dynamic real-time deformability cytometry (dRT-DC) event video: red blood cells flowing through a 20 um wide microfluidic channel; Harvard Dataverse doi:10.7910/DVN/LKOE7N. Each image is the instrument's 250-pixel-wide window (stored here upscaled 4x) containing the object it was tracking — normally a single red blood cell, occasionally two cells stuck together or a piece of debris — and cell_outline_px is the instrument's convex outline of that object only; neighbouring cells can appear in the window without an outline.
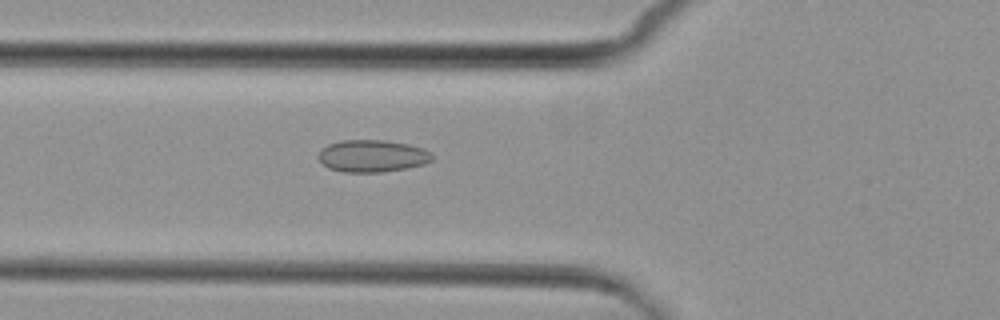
{"species": "common noctule bat (a hibernating species)", "species_latin": "Nyctalus noctula", "temperature_condition": "cold", "stored_images_in_passage": 6, "camera_frame_rate_fps": 3000, "um_per_image_px": 0.085, "animal": {"sex": "female", "body_mass_g": 29.2, "forearm_length_mm": 56.3}, "frame": {"image": 1, "passage_image": 6, "time_ms": 5.667, "image_size_px": [1000, 320], "cell_outline_px": [[432, 160], [424, 164], [408, 168], [380, 172], [344, 172], [328, 168], [320, 160], [320, 148], [328, 144], [340, 140], [384, 140], [408, 144], [424, 148], [432, 152]], "centroid_in_image_um": [31.66, 13.25], "position_along_channel_um": 94.1, "area_um2": 21.39}}